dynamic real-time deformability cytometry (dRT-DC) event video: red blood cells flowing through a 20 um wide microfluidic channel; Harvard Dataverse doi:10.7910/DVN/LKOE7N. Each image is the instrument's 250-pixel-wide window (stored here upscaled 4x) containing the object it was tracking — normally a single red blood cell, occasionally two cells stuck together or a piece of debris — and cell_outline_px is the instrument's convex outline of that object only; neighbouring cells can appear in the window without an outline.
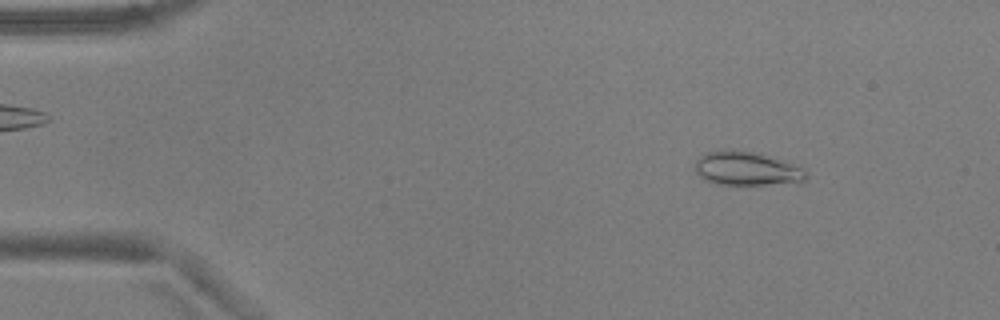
{"species": "common noctule bat (a hibernating species)", "species_latin": "Nyctalus noctula", "temperature_condition": "warm", "stored_images_in_passage": 53, "camera_frame_rate_fps": 3000, "um_per_image_px": 0.085, "animal": {"sex": "male", "body_mass_g": 17.9, "forearm_length_mm": 54.2}, "frame": {"image": 1, "passage_image": 6, "time_ms": 1.667, "image_size_px": [1000, 320], "cell_outline_px": [[808, 176], [804, 180], [764, 184], [716, 184], [704, 180], [696, 172], [696, 160], [700, 156], [708, 152], [752, 152], [804, 168], [808, 172]], "centroid_in_image_um": [63.44, 14.37], "position_along_channel_um": 21.6, "area_um2": 20.69}}
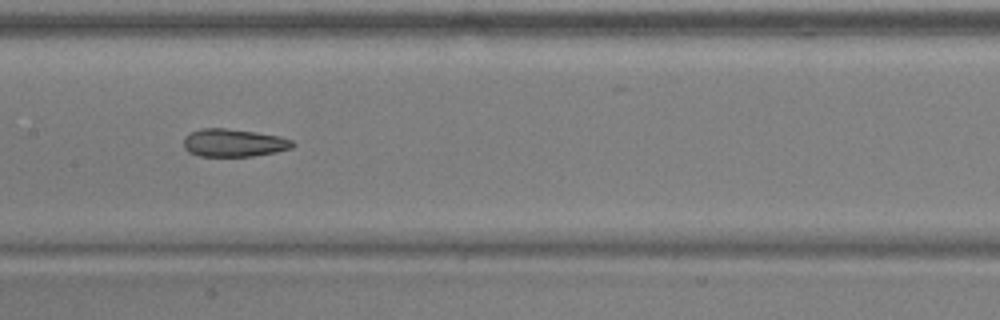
{"frame": {"image": 2, "passage_image": 26, "time_ms": 8.333, "image_size_px": [1000, 320], "cell_outline_px": [[296, 144], [292, 148], [276, 152], [252, 156], [200, 156], [188, 152], [184, 148], [184, 136], [192, 132], [204, 128], [224, 128], [256, 132], [280, 136], [292, 140]], "centroid_in_image_um": [19.88, 12.14], "position_along_channel_um": 187.5, "area_um2": 17.69}}
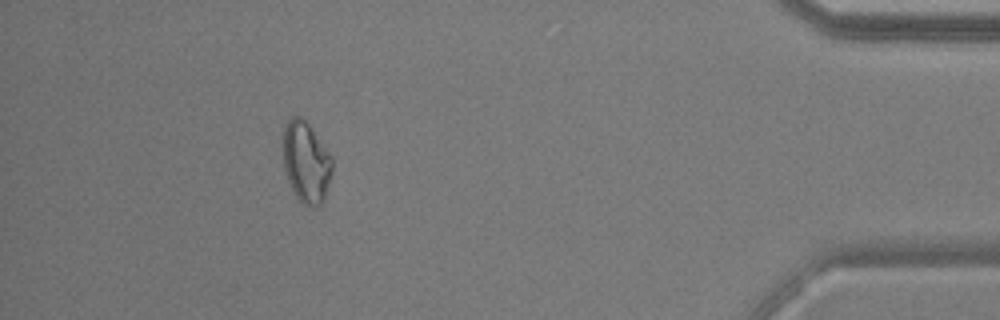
{"frame": {"image": 3, "passage_image": 48, "time_ms": 15.667, "image_size_px": [1000, 320], "cell_outline_px": [[332, 172], [324, 200], [316, 208], [312, 208], [304, 204], [292, 192], [284, 168], [280, 148], [284, 128], [288, 120], [292, 116], [300, 116], [308, 124], [332, 156]], "centroid_in_image_um": [25.98, 13.79], "position_along_channel_um": 409.2, "area_um2": 23.7}, "authors_computed_cell_mechanics": {"area_um2": 20.3456, "velocity_mm_per_s": 3.735, "shape_relaxation_time_tau1_ms": null, "shape_relaxation_time_tau2_ms": 2.4686, "deformation_change_tau1": null, "deformation_change_tau2": 0.0848}}